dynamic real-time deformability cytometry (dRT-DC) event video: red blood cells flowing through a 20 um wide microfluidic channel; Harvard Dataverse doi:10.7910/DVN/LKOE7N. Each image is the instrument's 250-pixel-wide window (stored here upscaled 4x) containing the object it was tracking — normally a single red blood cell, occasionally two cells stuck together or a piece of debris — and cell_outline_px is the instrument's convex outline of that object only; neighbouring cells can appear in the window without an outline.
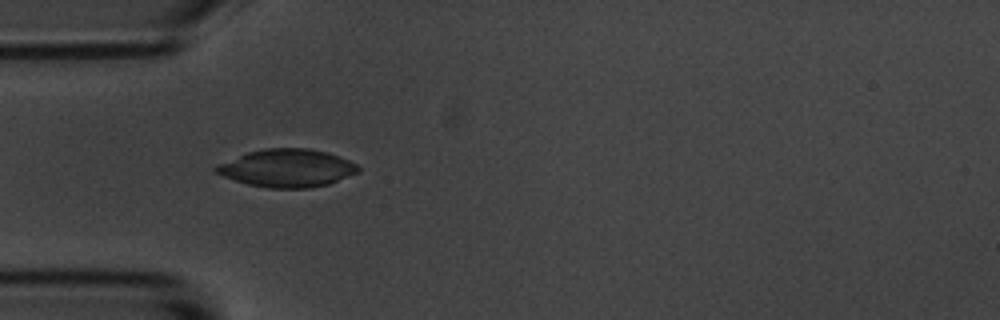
{"species": "common noctule bat (a hibernating species)", "species_latin": "Nyctalus noctula", "temperature_condition": "room temperature", "stored_images_in_passage": 9, "camera_frame_rate_fps": 3000, "um_per_image_px": 0.085, "animal": {"sex": "male", "body_mass_g": 20.1, "forearm_length_mm": 53.5}, "frame": {"image": 1, "passage_image": 1, "time_ms": 0.0, "image_size_px": [1000, 320], "cell_outline_px": [[360, 172], [328, 184], [308, 188], [268, 188], [248, 184], [224, 176], [216, 172], [212, 168], [216, 164], [248, 152], [264, 148], [308, 148], [328, 152], [340, 156], [356, 164], [360, 168]], "centroid_in_image_um": [24.41, 14.28], "position_along_channel_um": 60.6, "area_um2": 31.39}}
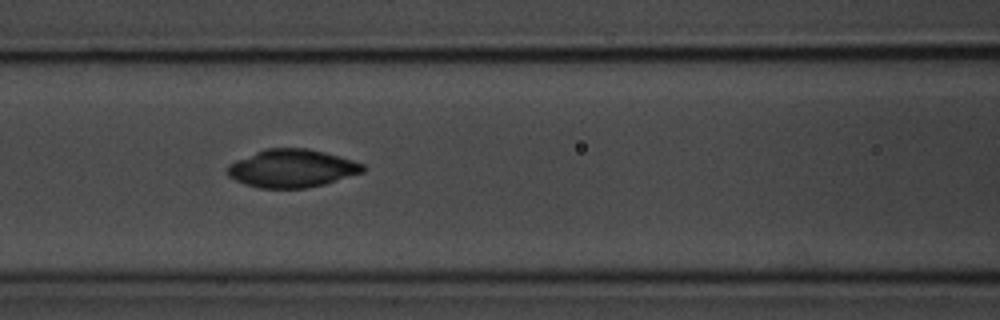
{"frame": {"image": 2, "passage_image": 3, "time_ms": 2.333, "image_size_px": [1000, 320], "cell_outline_px": [[368, 168], [364, 172], [324, 184], [304, 188], [260, 188], [244, 184], [228, 176], [228, 164], [236, 160], [256, 152], [268, 148], [308, 148], [324, 152], [352, 160], [364, 164]], "centroid_in_image_um": [24.83, 14.31], "position_along_channel_um": 141.8, "area_um2": 29.88}}
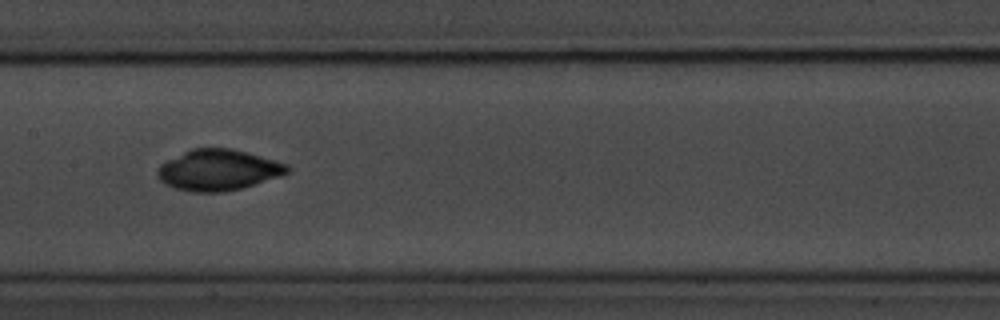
{"frame": {"image": 3, "passage_image": 4, "time_ms": 3.667, "image_size_px": [1000, 320], "cell_outline_px": [[292, 168], [288, 172], [280, 176], [240, 188], [224, 192], [192, 192], [176, 188], [164, 184], [156, 176], [156, 172], [160, 164], [192, 148], [232, 148], [276, 160], [288, 164]], "centroid_in_image_um": [18.55, 14.45], "position_along_channel_um": 188.9, "area_um2": 30.92}}